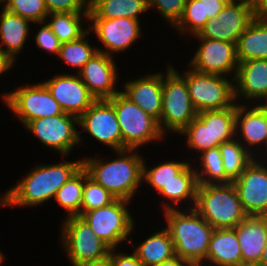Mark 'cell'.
<instances>
[{"label":"cell","mask_w":267,"mask_h":266,"mask_svg":"<svg viewBox=\"0 0 267 266\" xmlns=\"http://www.w3.org/2000/svg\"><path fill=\"white\" fill-rule=\"evenodd\" d=\"M59 241L71 266L108 257L111 248L80 216L64 217L59 226Z\"/></svg>","instance_id":"obj_10"},{"label":"cell","mask_w":267,"mask_h":266,"mask_svg":"<svg viewBox=\"0 0 267 266\" xmlns=\"http://www.w3.org/2000/svg\"><path fill=\"white\" fill-rule=\"evenodd\" d=\"M114 106L122 134L123 150L140 149L148 143L165 140L158 121L132 102L121 91L108 99ZM158 141V142H157Z\"/></svg>","instance_id":"obj_7"},{"label":"cell","mask_w":267,"mask_h":266,"mask_svg":"<svg viewBox=\"0 0 267 266\" xmlns=\"http://www.w3.org/2000/svg\"><path fill=\"white\" fill-rule=\"evenodd\" d=\"M194 209L214 228H235L245 213L233 183L198 184Z\"/></svg>","instance_id":"obj_5"},{"label":"cell","mask_w":267,"mask_h":266,"mask_svg":"<svg viewBox=\"0 0 267 266\" xmlns=\"http://www.w3.org/2000/svg\"><path fill=\"white\" fill-rule=\"evenodd\" d=\"M235 126L236 107L206 110L198 112V115L178 135L185 137L186 151H190V155L192 152L200 154L233 140Z\"/></svg>","instance_id":"obj_4"},{"label":"cell","mask_w":267,"mask_h":266,"mask_svg":"<svg viewBox=\"0 0 267 266\" xmlns=\"http://www.w3.org/2000/svg\"><path fill=\"white\" fill-rule=\"evenodd\" d=\"M264 157V158H263ZM255 159L262 165L267 166V143L266 145L263 147V149L258 152L257 156L255 157Z\"/></svg>","instance_id":"obj_48"},{"label":"cell","mask_w":267,"mask_h":266,"mask_svg":"<svg viewBox=\"0 0 267 266\" xmlns=\"http://www.w3.org/2000/svg\"><path fill=\"white\" fill-rule=\"evenodd\" d=\"M199 42L187 65L201 73L235 78L238 69L236 44L206 38H195Z\"/></svg>","instance_id":"obj_15"},{"label":"cell","mask_w":267,"mask_h":266,"mask_svg":"<svg viewBox=\"0 0 267 266\" xmlns=\"http://www.w3.org/2000/svg\"><path fill=\"white\" fill-rule=\"evenodd\" d=\"M228 2H246V3H253V0H227Z\"/></svg>","instance_id":"obj_53"},{"label":"cell","mask_w":267,"mask_h":266,"mask_svg":"<svg viewBox=\"0 0 267 266\" xmlns=\"http://www.w3.org/2000/svg\"><path fill=\"white\" fill-rule=\"evenodd\" d=\"M234 88L236 103L257 104L261 101L267 95V59L239 63Z\"/></svg>","instance_id":"obj_22"},{"label":"cell","mask_w":267,"mask_h":266,"mask_svg":"<svg viewBox=\"0 0 267 266\" xmlns=\"http://www.w3.org/2000/svg\"><path fill=\"white\" fill-rule=\"evenodd\" d=\"M121 84V92L159 123L162 113L163 71L146 73Z\"/></svg>","instance_id":"obj_21"},{"label":"cell","mask_w":267,"mask_h":266,"mask_svg":"<svg viewBox=\"0 0 267 266\" xmlns=\"http://www.w3.org/2000/svg\"><path fill=\"white\" fill-rule=\"evenodd\" d=\"M235 138L255 158L267 143V114L257 104H236Z\"/></svg>","instance_id":"obj_20"},{"label":"cell","mask_w":267,"mask_h":266,"mask_svg":"<svg viewBox=\"0 0 267 266\" xmlns=\"http://www.w3.org/2000/svg\"><path fill=\"white\" fill-rule=\"evenodd\" d=\"M66 158L60 156L59 163H40L31 167L17 184L4 192L5 207L36 208L53 201L60 187L82 167V159L68 161Z\"/></svg>","instance_id":"obj_1"},{"label":"cell","mask_w":267,"mask_h":266,"mask_svg":"<svg viewBox=\"0 0 267 266\" xmlns=\"http://www.w3.org/2000/svg\"><path fill=\"white\" fill-rule=\"evenodd\" d=\"M127 243L132 246L131 251L136 254L144 266H155L175 256L173 241L164 226L142 242H137L136 246L132 237Z\"/></svg>","instance_id":"obj_27"},{"label":"cell","mask_w":267,"mask_h":266,"mask_svg":"<svg viewBox=\"0 0 267 266\" xmlns=\"http://www.w3.org/2000/svg\"><path fill=\"white\" fill-rule=\"evenodd\" d=\"M116 198L89 176L84 180L81 215L112 203Z\"/></svg>","instance_id":"obj_37"},{"label":"cell","mask_w":267,"mask_h":266,"mask_svg":"<svg viewBox=\"0 0 267 266\" xmlns=\"http://www.w3.org/2000/svg\"><path fill=\"white\" fill-rule=\"evenodd\" d=\"M88 172L81 167L65 184L57 191L53 201L58 207L64 209L65 217L81 216V204L83 197L84 180Z\"/></svg>","instance_id":"obj_32"},{"label":"cell","mask_w":267,"mask_h":266,"mask_svg":"<svg viewBox=\"0 0 267 266\" xmlns=\"http://www.w3.org/2000/svg\"><path fill=\"white\" fill-rule=\"evenodd\" d=\"M43 83L64 113L75 115L78 118L96 100L78 73H57L50 79L43 80Z\"/></svg>","instance_id":"obj_18"},{"label":"cell","mask_w":267,"mask_h":266,"mask_svg":"<svg viewBox=\"0 0 267 266\" xmlns=\"http://www.w3.org/2000/svg\"><path fill=\"white\" fill-rule=\"evenodd\" d=\"M130 201L115 199L107 206L84 212L80 217L111 249H120L135 234L136 222L131 214ZM133 232V233H132Z\"/></svg>","instance_id":"obj_9"},{"label":"cell","mask_w":267,"mask_h":266,"mask_svg":"<svg viewBox=\"0 0 267 266\" xmlns=\"http://www.w3.org/2000/svg\"><path fill=\"white\" fill-rule=\"evenodd\" d=\"M115 57L97 52L78 72L90 94L96 99H110L121 89L117 85L121 81Z\"/></svg>","instance_id":"obj_17"},{"label":"cell","mask_w":267,"mask_h":266,"mask_svg":"<svg viewBox=\"0 0 267 266\" xmlns=\"http://www.w3.org/2000/svg\"><path fill=\"white\" fill-rule=\"evenodd\" d=\"M238 62L267 59V17L256 16L236 44Z\"/></svg>","instance_id":"obj_28"},{"label":"cell","mask_w":267,"mask_h":266,"mask_svg":"<svg viewBox=\"0 0 267 266\" xmlns=\"http://www.w3.org/2000/svg\"><path fill=\"white\" fill-rule=\"evenodd\" d=\"M198 181L192 161L174 176L157 194L162 198V212L169 209H191L195 207ZM164 199V200H163ZM179 205V206H178ZM186 205V207H185Z\"/></svg>","instance_id":"obj_24"},{"label":"cell","mask_w":267,"mask_h":266,"mask_svg":"<svg viewBox=\"0 0 267 266\" xmlns=\"http://www.w3.org/2000/svg\"><path fill=\"white\" fill-rule=\"evenodd\" d=\"M226 175L234 181L245 168L254 160V157L236 139L219 145Z\"/></svg>","instance_id":"obj_35"},{"label":"cell","mask_w":267,"mask_h":266,"mask_svg":"<svg viewBox=\"0 0 267 266\" xmlns=\"http://www.w3.org/2000/svg\"><path fill=\"white\" fill-rule=\"evenodd\" d=\"M186 0H148L149 12L155 10L160 17L173 27L182 17Z\"/></svg>","instance_id":"obj_39"},{"label":"cell","mask_w":267,"mask_h":266,"mask_svg":"<svg viewBox=\"0 0 267 266\" xmlns=\"http://www.w3.org/2000/svg\"><path fill=\"white\" fill-rule=\"evenodd\" d=\"M258 266H267V244L264 248V251L262 253L261 259L259 261V265Z\"/></svg>","instance_id":"obj_49"},{"label":"cell","mask_w":267,"mask_h":266,"mask_svg":"<svg viewBox=\"0 0 267 266\" xmlns=\"http://www.w3.org/2000/svg\"><path fill=\"white\" fill-rule=\"evenodd\" d=\"M78 266H111L109 257H105L101 260L86 262Z\"/></svg>","instance_id":"obj_47"},{"label":"cell","mask_w":267,"mask_h":266,"mask_svg":"<svg viewBox=\"0 0 267 266\" xmlns=\"http://www.w3.org/2000/svg\"><path fill=\"white\" fill-rule=\"evenodd\" d=\"M78 129L109 147L123 150L122 134L113 104L108 99L95 100L78 118Z\"/></svg>","instance_id":"obj_14"},{"label":"cell","mask_w":267,"mask_h":266,"mask_svg":"<svg viewBox=\"0 0 267 266\" xmlns=\"http://www.w3.org/2000/svg\"><path fill=\"white\" fill-rule=\"evenodd\" d=\"M77 126L78 117L64 113L31 120L23 128L36 137L42 146L59 154L58 157H70L72 150L85 142Z\"/></svg>","instance_id":"obj_12"},{"label":"cell","mask_w":267,"mask_h":266,"mask_svg":"<svg viewBox=\"0 0 267 266\" xmlns=\"http://www.w3.org/2000/svg\"><path fill=\"white\" fill-rule=\"evenodd\" d=\"M34 24L37 26L36 30L38 29L37 33L35 32L34 35L37 48L46 52L48 55H55L57 57L61 46V42L58 40L57 36L52 32L46 21L35 22L33 25Z\"/></svg>","instance_id":"obj_40"},{"label":"cell","mask_w":267,"mask_h":266,"mask_svg":"<svg viewBox=\"0 0 267 266\" xmlns=\"http://www.w3.org/2000/svg\"><path fill=\"white\" fill-rule=\"evenodd\" d=\"M1 8L0 48L16 62L18 55L22 54V50L26 47L25 44L31 37L30 31L33 22L8 11L4 7Z\"/></svg>","instance_id":"obj_25"},{"label":"cell","mask_w":267,"mask_h":266,"mask_svg":"<svg viewBox=\"0 0 267 266\" xmlns=\"http://www.w3.org/2000/svg\"><path fill=\"white\" fill-rule=\"evenodd\" d=\"M5 254L0 250V266L4 264V261L6 260Z\"/></svg>","instance_id":"obj_52"},{"label":"cell","mask_w":267,"mask_h":266,"mask_svg":"<svg viewBox=\"0 0 267 266\" xmlns=\"http://www.w3.org/2000/svg\"><path fill=\"white\" fill-rule=\"evenodd\" d=\"M255 17L252 3L228 2L216 18L209 19L200 32L192 37L237 44L239 37Z\"/></svg>","instance_id":"obj_16"},{"label":"cell","mask_w":267,"mask_h":266,"mask_svg":"<svg viewBox=\"0 0 267 266\" xmlns=\"http://www.w3.org/2000/svg\"><path fill=\"white\" fill-rule=\"evenodd\" d=\"M138 149L115 151L114 159L89 157L82 159V167L90 178L103 186L116 199L133 203L136 192L143 185L144 157ZM140 152V153H139ZM142 184V185H141ZM141 186V187H140Z\"/></svg>","instance_id":"obj_2"},{"label":"cell","mask_w":267,"mask_h":266,"mask_svg":"<svg viewBox=\"0 0 267 266\" xmlns=\"http://www.w3.org/2000/svg\"><path fill=\"white\" fill-rule=\"evenodd\" d=\"M48 13H89V0H44Z\"/></svg>","instance_id":"obj_41"},{"label":"cell","mask_w":267,"mask_h":266,"mask_svg":"<svg viewBox=\"0 0 267 266\" xmlns=\"http://www.w3.org/2000/svg\"><path fill=\"white\" fill-rule=\"evenodd\" d=\"M257 105L267 114V95Z\"/></svg>","instance_id":"obj_50"},{"label":"cell","mask_w":267,"mask_h":266,"mask_svg":"<svg viewBox=\"0 0 267 266\" xmlns=\"http://www.w3.org/2000/svg\"><path fill=\"white\" fill-rule=\"evenodd\" d=\"M201 266H242V253L234 228L214 229Z\"/></svg>","instance_id":"obj_26"},{"label":"cell","mask_w":267,"mask_h":266,"mask_svg":"<svg viewBox=\"0 0 267 266\" xmlns=\"http://www.w3.org/2000/svg\"><path fill=\"white\" fill-rule=\"evenodd\" d=\"M118 252L117 248L110 250L108 257L111 266H144L134 252Z\"/></svg>","instance_id":"obj_42"},{"label":"cell","mask_w":267,"mask_h":266,"mask_svg":"<svg viewBox=\"0 0 267 266\" xmlns=\"http://www.w3.org/2000/svg\"><path fill=\"white\" fill-rule=\"evenodd\" d=\"M22 84L9 92L4 91L1 96L2 102L9 108L11 114L19 119L22 127L31 120L64 114L42 81Z\"/></svg>","instance_id":"obj_11"},{"label":"cell","mask_w":267,"mask_h":266,"mask_svg":"<svg viewBox=\"0 0 267 266\" xmlns=\"http://www.w3.org/2000/svg\"><path fill=\"white\" fill-rule=\"evenodd\" d=\"M255 15L258 17L267 16V0H253Z\"/></svg>","instance_id":"obj_45"},{"label":"cell","mask_w":267,"mask_h":266,"mask_svg":"<svg viewBox=\"0 0 267 266\" xmlns=\"http://www.w3.org/2000/svg\"><path fill=\"white\" fill-rule=\"evenodd\" d=\"M242 266H258L267 244V216L248 215L235 228Z\"/></svg>","instance_id":"obj_23"},{"label":"cell","mask_w":267,"mask_h":266,"mask_svg":"<svg viewBox=\"0 0 267 266\" xmlns=\"http://www.w3.org/2000/svg\"><path fill=\"white\" fill-rule=\"evenodd\" d=\"M162 214L175 255L192 266H201L206 260L214 228L194 208L169 209Z\"/></svg>","instance_id":"obj_3"},{"label":"cell","mask_w":267,"mask_h":266,"mask_svg":"<svg viewBox=\"0 0 267 266\" xmlns=\"http://www.w3.org/2000/svg\"><path fill=\"white\" fill-rule=\"evenodd\" d=\"M197 156L196 158H192V161H195L192 164L196 172L198 184L217 185L233 182L224 171L223 159L219 147L205 150Z\"/></svg>","instance_id":"obj_30"},{"label":"cell","mask_w":267,"mask_h":266,"mask_svg":"<svg viewBox=\"0 0 267 266\" xmlns=\"http://www.w3.org/2000/svg\"><path fill=\"white\" fill-rule=\"evenodd\" d=\"M88 22V30L94 33L93 36H96L97 42L102 46L98 48V52L113 57L115 53L118 56V53L130 50L143 35L142 21L131 18H89Z\"/></svg>","instance_id":"obj_13"},{"label":"cell","mask_w":267,"mask_h":266,"mask_svg":"<svg viewBox=\"0 0 267 266\" xmlns=\"http://www.w3.org/2000/svg\"><path fill=\"white\" fill-rule=\"evenodd\" d=\"M155 266H192L187 260L175 255L174 257L165 260L164 262Z\"/></svg>","instance_id":"obj_46"},{"label":"cell","mask_w":267,"mask_h":266,"mask_svg":"<svg viewBox=\"0 0 267 266\" xmlns=\"http://www.w3.org/2000/svg\"><path fill=\"white\" fill-rule=\"evenodd\" d=\"M15 64L17 63L0 48V77L2 74L7 75L15 67Z\"/></svg>","instance_id":"obj_44"},{"label":"cell","mask_w":267,"mask_h":266,"mask_svg":"<svg viewBox=\"0 0 267 266\" xmlns=\"http://www.w3.org/2000/svg\"><path fill=\"white\" fill-rule=\"evenodd\" d=\"M208 20L204 18L203 0H186L183 15L172 28L183 37L186 34L193 36L200 32Z\"/></svg>","instance_id":"obj_36"},{"label":"cell","mask_w":267,"mask_h":266,"mask_svg":"<svg viewBox=\"0 0 267 266\" xmlns=\"http://www.w3.org/2000/svg\"><path fill=\"white\" fill-rule=\"evenodd\" d=\"M176 160L170 159L160 164H153L155 166L148 167L146 158L143 162V175L142 183L148 185L158 194L160 190L167 185L171 180L174 179V176L178 174L190 161L191 159ZM185 160V161H184Z\"/></svg>","instance_id":"obj_34"},{"label":"cell","mask_w":267,"mask_h":266,"mask_svg":"<svg viewBox=\"0 0 267 266\" xmlns=\"http://www.w3.org/2000/svg\"><path fill=\"white\" fill-rule=\"evenodd\" d=\"M232 183L247 215L267 216V166L254 158Z\"/></svg>","instance_id":"obj_19"},{"label":"cell","mask_w":267,"mask_h":266,"mask_svg":"<svg viewBox=\"0 0 267 266\" xmlns=\"http://www.w3.org/2000/svg\"><path fill=\"white\" fill-rule=\"evenodd\" d=\"M163 72L162 86V113L159 128L166 136L179 134L197 115L189 94L186 80L171 66L166 63Z\"/></svg>","instance_id":"obj_6"},{"label":"cell","mask_w":267,"mask_h":266,"mask_svg":"<svg viewBox=\"0 0 267 266\" xmlns=\"http://www.w3.org/2000/svg\"><path fill=\"white\" fill-rule=\"evenodd\" d=\"M227 3V0H203L204 18H216Z\"/></svg>","instance_id":"obj_43"},{"label":"cell","mask_w":267,"mask_h":266,"mask_svg":"<svg viewBox=\"0 0 267 266\" xmlns=\"http://www.w3.org/2000/svg\"><path fill=\"white\" fill-rule=\"evenodd\" d=\"M1 5L33 23L43 22L49 15L44 0H4Z\"/></svg>","instance_id":"obj_38"},{"label":"cell","mask_w":267,"mask_h":266,"mask_svg":"<svg viewBox=\"0 0 267 266\" xmlns=\"http://www.w3.org/2000/svg\"><path fill=\"white\" fill-rule=\"evenodd\" d=\"M186 80L192 104L197 112L236 107L234 79L226 76L201 73L187 65L179 72Z\"/></svg>","instance_id":"obj_8"},{"label":"cell","mask_w":267,"mask_h":266,"mask_svg":"<svg viewBox=\"0 0 267 266\" xmlns=\"http://www.w3.org/2000/svg\"><path fill=\"white\" fill-rule=\"evenodd\" d=\"M148 0H89V18L118 17L141 21L142 14L150 13Z\"/></svg>","instance_id":"obj_29"},{"label":"cell","mask_w":267,"mask_h":266,"mask_svg":"<svg viewBox=\"0 0 267 266\" xmlns=\"http://www.w3.org/2000/svg\"><path fill=\"white\" fill-rule=\"evenodd\" d=\"M91 32L88 30L83 36L77 40L61 43L58 56L67 66L75 69L73 73H78L83 66L98 52L99 46H93V42H89L88 36Z\"/></svg>","instance_id":"obj_33"},{"label":"cell","mask_w":267,"mask_h":266,"mask_svg":"<svg viewBox=\"0 0 267 266\" xmlns=\"http://www.w3.org/2000/svg\"><path fill=\"white\" fill-rule=\"evenodd\" d=\"M1 196H0V207H2V209H3L5 207V194H3Z\"/></svg>","instance_id":"obj_51"},{"label":"cell","mask_w":267,"mask_h":266,"mask_svg":"<svg viewBox=\"0 0 267 266\" xmlns=\"http://www.w3.org/2000/svg\"><path fill=\"white\" fill-rule=\"evenodd\" d=\"M45 21L61 43L79 39L89 26L88 13L54 12Z\"/></svg>","instance_id":"obj_31"}]
</instances>
